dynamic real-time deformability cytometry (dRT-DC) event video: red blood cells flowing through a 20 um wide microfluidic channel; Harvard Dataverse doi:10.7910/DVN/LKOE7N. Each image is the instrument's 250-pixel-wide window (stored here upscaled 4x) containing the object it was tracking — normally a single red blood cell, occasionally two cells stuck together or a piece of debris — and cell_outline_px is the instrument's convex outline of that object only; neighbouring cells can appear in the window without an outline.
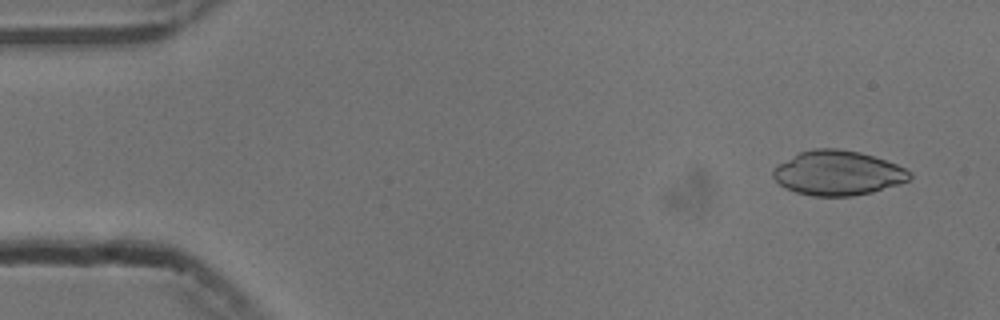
{"species": "common noctule bat (a hibernating species)", "species_latin": "Nyctalus noctula", "temperature_condition": "cold", "stored_images_in_passage": 54, "camera_frame_rate_fps": 3000, "um_per_image_px": 0.085, "animal": {"sex": "male", "body_mass_g": 13.3}, "frame": {"image": 1, "passage_image": 4, "time_ms": 1.0, "image_size_px": [1000, 320], "cell_outline_px": [[912, 176], [908, 180], [872, 192], [852, 196], [812, 196], [796, 192], [784, 188], [772, 176], [772, 168], [800, 152], [816, 148], [836, 148], [860, 152], [896, 164], [912, 172]], "centroid_in_image_um": [71.18, 14.71], "position_along_channel_um": 13.8, "area_um2": 35.26}}